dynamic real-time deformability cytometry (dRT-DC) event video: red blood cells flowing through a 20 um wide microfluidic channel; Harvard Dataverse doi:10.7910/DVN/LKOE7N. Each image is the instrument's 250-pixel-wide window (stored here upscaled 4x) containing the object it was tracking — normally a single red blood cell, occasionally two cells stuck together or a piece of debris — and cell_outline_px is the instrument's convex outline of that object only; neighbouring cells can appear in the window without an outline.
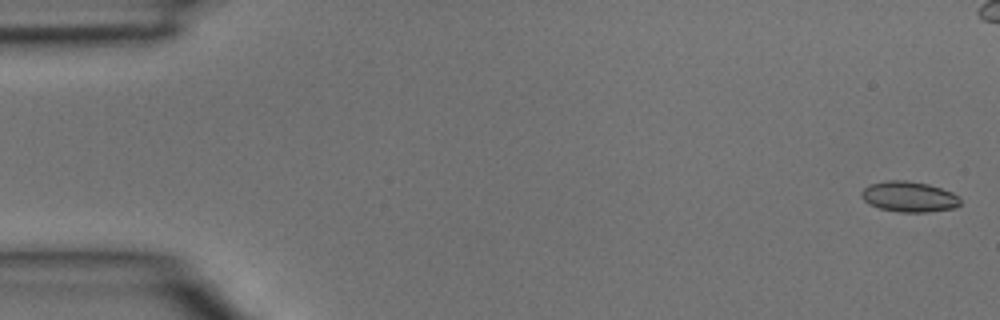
{"species": "common noctule bat (a hibernating species)", "species_latin": "Nyctalus noctula", "temperature_condition": "room temperature", "stored_images_in_passage": 5, "camera_frame_rate_fps": 3000, "um_per_image_px": 0.085, "animal": {"sex": "male", "body_mass_g": 15.6}, "frame": {"image": 1, "passage_image": 1, "time_ms": 0.0, "image_size_px": [1000, 320], "cell_outline_px": [[960, 204], [956, 208], [928, 212], [900, 212], [880, 208], [868, 204], [860, 196], [860, 192], [868, 184], [888, 180], [904, 180], [928, 184], [952, 192], [960, 196]], "centroid_in_image_um": [77.26, 16.72], "position_along_channel_um": 7.7, "area_um2": 17.74}}
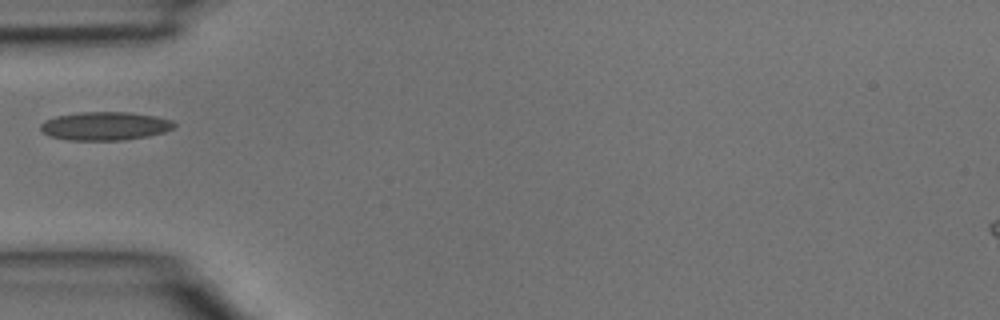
{"frame": {"image": 2, "passage_image": 5, "time_ms": 1.333, "image_size_px": [1000, 320], "cell_outline_px": [[176, 128], [164, 132], [148, 136], [124, 140], [68, 140], [48, 136], [40, 128], [40, 124], [44, 120], [56, 116], [80, 112], [128, 112], [156, 116], [172, 120], [176, 124]], "centroid_in_image_um": [8.94, 10.71], "position_along_channel_um": 76.1, "area_um2": 22.31}}